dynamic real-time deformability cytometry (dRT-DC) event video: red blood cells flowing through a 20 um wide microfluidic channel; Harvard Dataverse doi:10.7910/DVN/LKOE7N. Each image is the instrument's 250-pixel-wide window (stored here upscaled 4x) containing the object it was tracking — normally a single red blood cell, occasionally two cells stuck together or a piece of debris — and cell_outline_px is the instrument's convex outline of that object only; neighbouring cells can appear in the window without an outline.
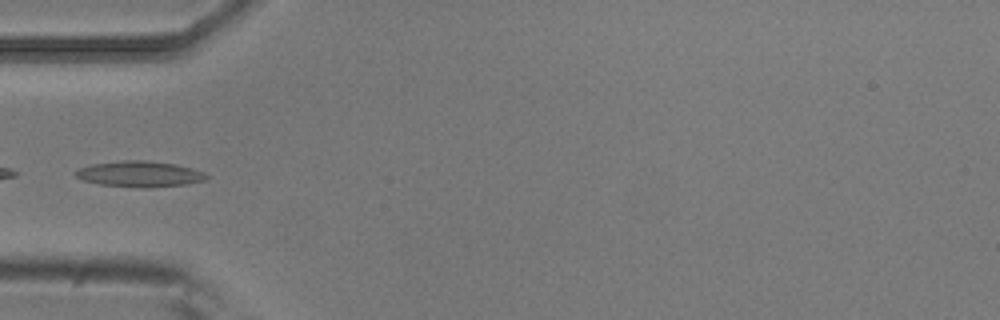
{"species": "common noctule bat (a hibernating species)", "species_latin": "Nyctalus noctula", "temperature_condition": "room temperature", "stored_images_in_passage": 5, "camera_frame_rate_fps": 3000, "um_per_image_px": 0.085, "animal": {"sex": "male", "body_mass_g": 20.5, "forearm_length_mm": 52.5}, "frame": {"image": 1, "passage_image": 4, "time_ms": 1.0, "image_size_px": [1000, 320], "cell_outline_px": [[208, 180], [188, 184], [100, 184], [80, 180], [72, 172], [80, 168], [92, 164], [124, 160], [144, 160], [176, 164], [192, 168], [204, 172], [208, 176]], "centroid_in_image_um": [11.86, 14.73], "position_along_channel_um": 73.1, "area_um2": 18.55}}
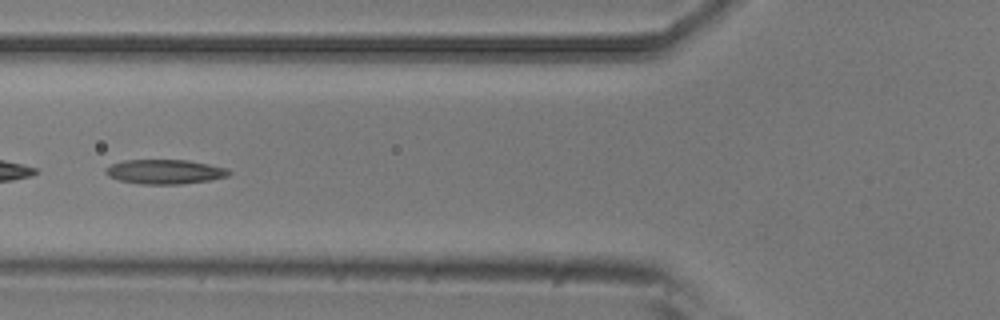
{"frame": {"image": 2, "passage_image": 5, "time_ms": 1.333, "image_size_px": [1000, 320], "cell_outline_px": [[232, 172], [228, 176], [212, 180], [180, 184], [140, 184], [120, 180], [108, 176], [104, 172], [104, 168], [112, 164], [124, 160], [188, 160], [228, 168]], "centroid_in_image_um": [14.02, 14.6], "position_along_channel_um": 111.8, "area_um2": 17.69}}